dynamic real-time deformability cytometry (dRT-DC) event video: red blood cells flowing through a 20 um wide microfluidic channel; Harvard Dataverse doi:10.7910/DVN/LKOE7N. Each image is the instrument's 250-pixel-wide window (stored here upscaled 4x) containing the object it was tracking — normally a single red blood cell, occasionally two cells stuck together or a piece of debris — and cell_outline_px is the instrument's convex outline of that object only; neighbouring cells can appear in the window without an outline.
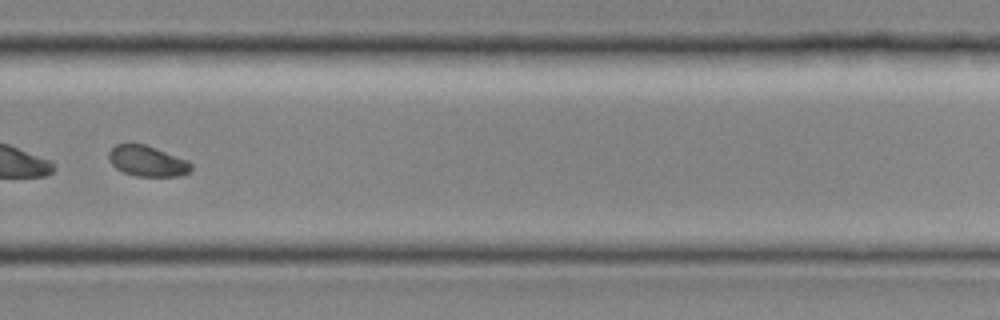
{"species": "common noctule bat (a hibernating species)", "species_latin": "Nyctalus noctula", "temperature_condition": "room temperature", "stored_images_in_passage": 41, "camera_frame_rate_fps": 3000, "um_per_image_px": 0.085, "animal": {"sex": "female", "body_mass_g": 19.0, "forearm_length_mm": 51.5}, "frame": {"image": 1, "passage_image": 30, "time_ms": 9.667, "image_size_px": [1000, 320], "cell_outline_px": [[192, 168], [188, 172], [180, 176], [136, 176], [124, 172], [116, 168], [108, 160], [108, 152], [116, 144], [144, 144], [156, 148], [188, 160], [192, 164]], "centroid_in_image_um": [12.52, 13.69], "position_along_channel_um": 317.3, "area_um2": 14.68}}